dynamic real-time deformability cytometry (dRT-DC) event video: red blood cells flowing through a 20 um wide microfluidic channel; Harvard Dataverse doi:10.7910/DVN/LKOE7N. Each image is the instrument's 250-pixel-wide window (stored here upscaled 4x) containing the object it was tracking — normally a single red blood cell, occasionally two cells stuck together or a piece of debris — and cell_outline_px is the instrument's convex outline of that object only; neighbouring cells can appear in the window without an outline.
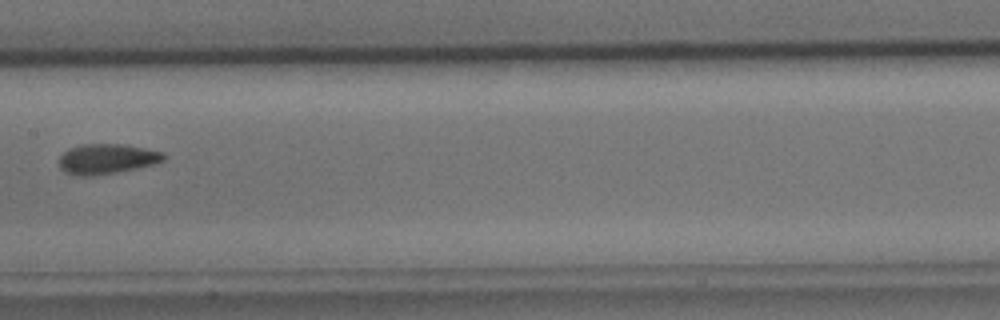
{"species": "common noctule bat (a hibernating species)", "species_latin": "Nyctalus noctula", "temperature_condition": "cold", "stored_images_in_passage": 4, "camera_frame_rate_fps": 3000, "um_per_image_px": 0.085, "animal": {"sex": "male", "body_mass_g": 15.6}, "frame": {"image": 1, "passage_image": 4, "time_ms": 3.333, "image_size_px": [1000, 320], "cell_outline_px": [[164, 160], [156, 164], [116, 172], [92, 176], [80, 176], [64, 172], [60, 168], [60, 156], [68, 148], [80, 144], [120, 144], [144, 148], [164, 152]], "centroid_in_image_um": [9.06, 13.5], "position_along_channel_um": 198.3, "area_um2": 18.32}}